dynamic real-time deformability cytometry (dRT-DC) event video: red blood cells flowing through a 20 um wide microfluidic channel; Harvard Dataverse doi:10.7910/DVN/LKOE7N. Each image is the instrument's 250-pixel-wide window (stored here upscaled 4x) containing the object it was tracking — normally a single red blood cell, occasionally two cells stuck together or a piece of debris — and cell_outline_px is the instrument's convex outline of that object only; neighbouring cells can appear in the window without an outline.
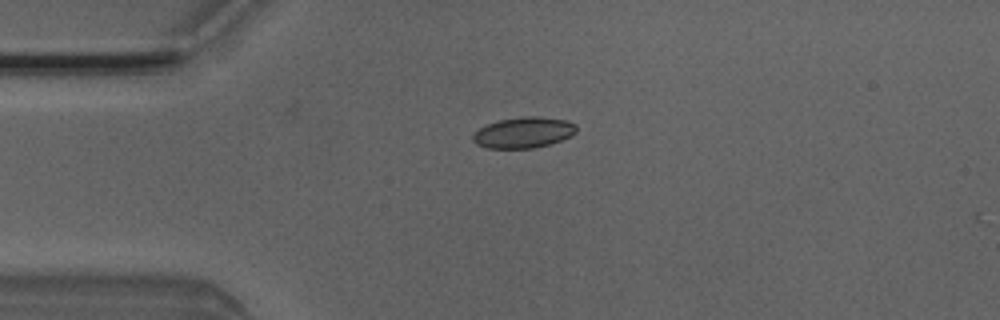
{"species": "Egyptian fruit bat (a non-hibernating species)", "species_latin": "Rousettus aegyptiacus", "temperature_condition": "room temperature", "stored_images_in_passage": 3, "camera_frame_rate_fps": 3000, "um_per_image_px": 0.085, "animal": {"sex": "male"}, "frame": {"image": 1, "passage_image": 2, "time_ms": 0.333, "image_size_px": [1000, 320], "cell_outline_px": [[576, 132], [572, 136], [548, 144], [532, 148], [488, 148], [476, 144], [472, 140], [472, 136], [480, 128], [488, 124], [500, 120], [520, 116], [540, 116], [568, 120], [576, 124]], "centroid_in_image_um": [44.53, 11.25], "position_along_channel_um": 40.5, "area_um2": 18.61}}